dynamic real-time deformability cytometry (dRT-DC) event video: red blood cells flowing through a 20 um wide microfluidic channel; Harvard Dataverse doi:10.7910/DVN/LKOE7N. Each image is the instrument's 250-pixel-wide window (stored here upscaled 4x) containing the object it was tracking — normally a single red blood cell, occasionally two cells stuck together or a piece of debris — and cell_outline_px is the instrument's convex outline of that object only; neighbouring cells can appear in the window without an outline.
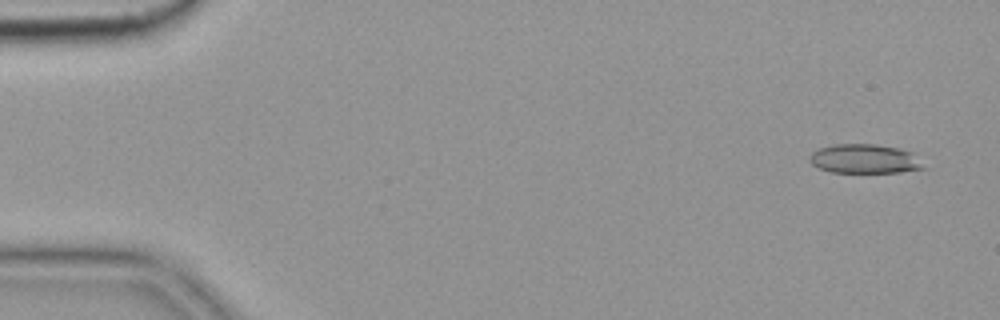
{"species": "common noctule bat (a hibernating species)", "species_latin": "Nyctalus noctula", "temperature_condition": "cold", "stored_images_in_passage": 5, "camera_frame_rate_fps": 3000, "um_per_image_px": 0.085, "animal": {"sex": "female", "body_mass_g": 19.9}, "frame": {"image": 1, "passage_image": 1, "time_ms": 0.0, "image_size_px": [1000, 320], "cell_outline_px": [[924, 168], [900, 172], [832, 172], [820, 168], [812, 164], [808, 160], [808, 156], [812, 152], [820, 148], [836, 144], [876, 144], [900, 148], [912, 152]], "centroid_in_image_um": [73.45, 13.49], "position_along_channel_um": 11.6, "area_um2": 19.19}}
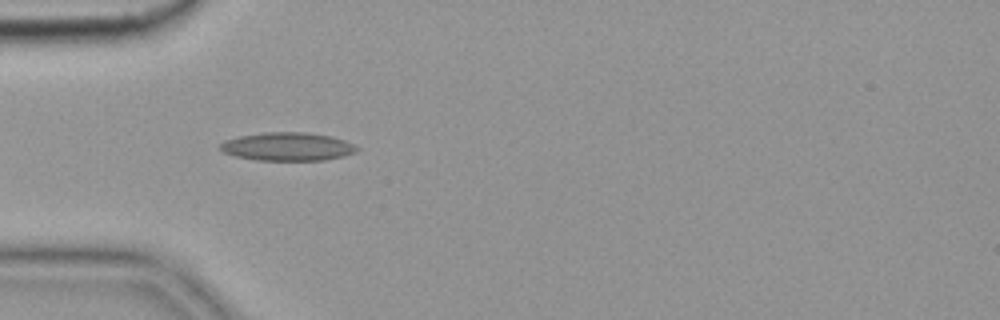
{"frame": {"image": 2, "passage_image": 5, "time_ms": 1.333, "image_size_px": [1000, 320], "cell_outline_px": [[360, 148], [356, 152], [344, 156], [324, 160], [256, 160], [236, 156], [224, 152], [220, 148], [220, 144], [224, 140], [240, 136], [264, 132], [304, 132], [332, 136], [344, 140]], "centroid_in_image_um": [24.46, 12.46], "position_along_channel_um": 60.5, "area_um2": 22.48}}